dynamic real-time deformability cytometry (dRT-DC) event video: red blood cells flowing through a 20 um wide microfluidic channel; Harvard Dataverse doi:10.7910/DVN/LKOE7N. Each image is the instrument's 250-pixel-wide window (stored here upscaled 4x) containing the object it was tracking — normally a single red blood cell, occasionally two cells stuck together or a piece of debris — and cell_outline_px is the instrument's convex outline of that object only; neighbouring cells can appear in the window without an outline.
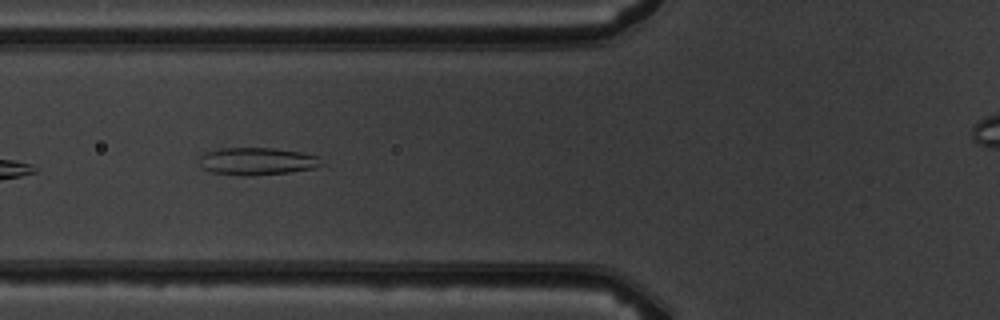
{"species": "common noctule bat (a hibernating species)", "species_latin": "Nyctalus noctula", "temperature_condition": "warm", "stored_images_in_passage": 10, "camera_frame_rate_fps": 3000, "um_per_image_px": 0.085, "animal": {"sex": "male", "body_mass_g": 19.5, "forearm_length_mm": 54.6}, "frame": {"image": 1, "passage_image": 6, "time_ms": 7.0, "image_size_px": [1000, 320], "cell_outline_px": [[324, 164], [312, 168], [288, 172], [252, 176], [244, 176], [212, 172], [200, 168], [200, 156], [204, 152], [220, 148], [272, 148], [300, 152], [320, 156]], "centroid_in_image_um": [21.83, 13.7], "position_along_channel_um": 104.0, "area_um2": 19.65}}
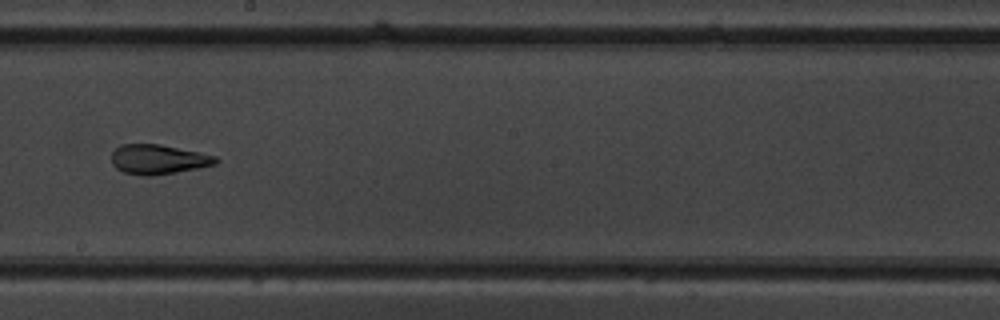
{"frame": {"image": 2, "passage_image": 9, "time_ms": 10.333, "image_size_px": [1000, 320], "cell_outline_px": [[220, 160], [216, 164], [176, 172], [152, 176], [144, 176], [124, 172], [116, 168], [112, 164], [112, 152], [120, 144], [160, 144], [216, 156]], "centroid_in_image_um": [13.43, 13.54], "position_along_channel_um": 234.8, "area_um2": 17.92}}
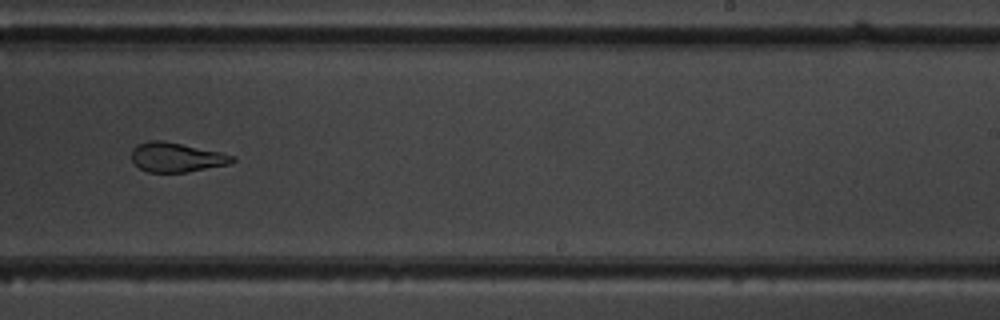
{"frame": {"image": 3, "passage_image": 10, "time_ms": 11.333, "image_size_px": [1000, 320], "cell_outline_px": [[236, 160], [228, 164], [188, 172], [148, 172], [140, 168], [132, 160], [132, 148], [136, 144], [148, 140], [164, 140], [220, 152], [236, 156]], "centroid_in_image_um": [14.98, 13.36], "position_along_channel_um": 274.0, "area_um2": 17.34}}